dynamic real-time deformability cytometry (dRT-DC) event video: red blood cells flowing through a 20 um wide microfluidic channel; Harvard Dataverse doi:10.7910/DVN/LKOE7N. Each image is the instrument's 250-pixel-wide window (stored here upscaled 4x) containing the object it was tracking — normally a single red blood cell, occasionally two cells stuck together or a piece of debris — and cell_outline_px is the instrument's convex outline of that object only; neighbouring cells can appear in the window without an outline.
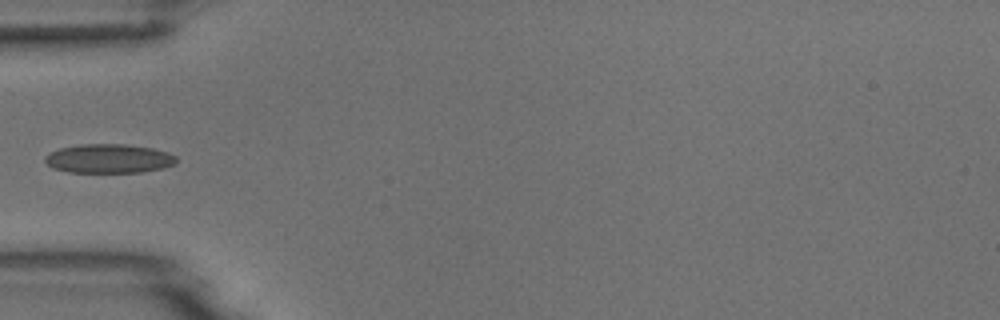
{"species": "common noctule bat (a hibernating species)", "species_latin": "Nyctalus noctula", "temperature_condition": "room temperature", "stored_images_in_passage": 6, "camera_frame_rate_fps": 3000, "um_per_image_px": 0.085, "animal": {"sex": "male", "body_mass_g": 18.8}, "frame": {"image": 1, "passage_image": 5, "time_ms": 4.667, "image_size_px": [1000, 320], "cell_outline_px": [[176, 164], [160, 168], [140, 172], [68, 172], [52, 168], [44, 160], [44, 156], [60, 148], [80, 144], [128, 144], [152, 148], [168, 152], [176, 156]], "centroid_in_image_um": [9.24, 13.47], "position_along_channel_um": 75.8, "area_um2": 22.2}}